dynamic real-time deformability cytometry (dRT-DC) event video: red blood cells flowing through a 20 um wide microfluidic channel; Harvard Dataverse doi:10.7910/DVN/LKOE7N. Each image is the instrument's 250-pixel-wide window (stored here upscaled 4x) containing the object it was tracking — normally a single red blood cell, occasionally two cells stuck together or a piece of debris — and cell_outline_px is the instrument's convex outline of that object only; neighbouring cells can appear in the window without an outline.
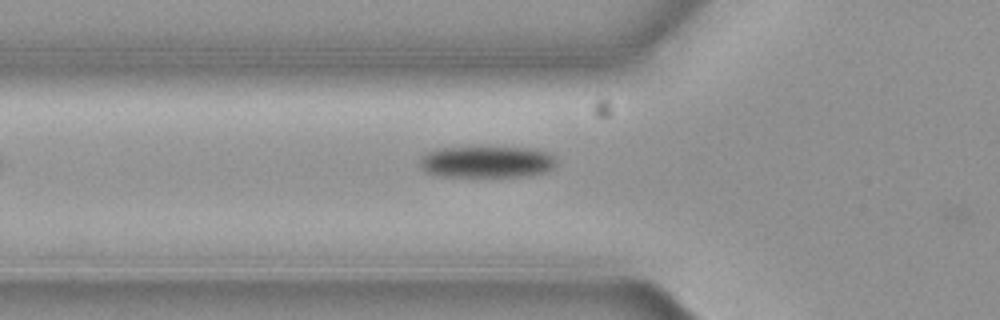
{"species": "common noctule bat (a hibernating species)", "species_latin": "Nyctalus noctula", "temperature_condition": "cold", "stored_images_in_passage": 24, "camera_frame_rate_fps": 3000, "um_per_image_px": 0.085, "animal": {"sex": "female", "body_mass_g": 19.3, "forearm_length_mm": 54.1}, "frame": {"image": 1, "passage_image": 3, "time_ms": 0.667, "image_size_px": [1000, 320], "cell_outline_px": [[552, 168], [544, 172], [516, 176], [444, 176], [428, 172], [420, 164], [420, 156], [428, 152], [440, 148], [528, 148], [548, 152], [552, 156]], "centroid_in_image_um": [41.32, 13.75], "position_along_channel_um": 84.5, "area_um2": 24.28}}
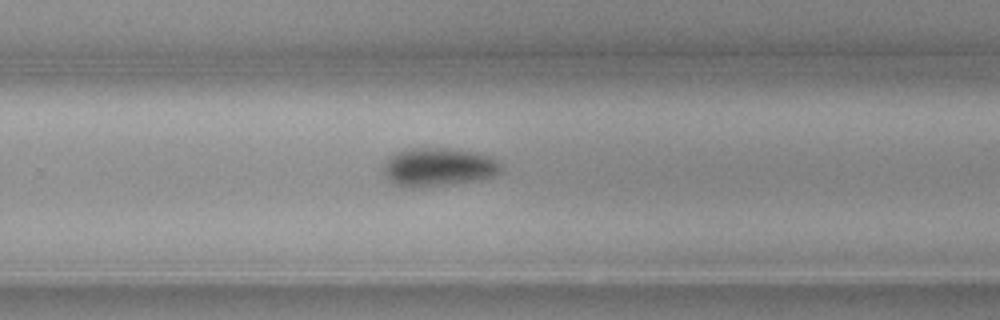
{"frame": {"image": 2, "passage_image": 20, "time_ms": 6.333, "image_size_px": [1000, 320], "cell_outline_px": [[504, 172], [496, 176], [480, 180], [456, 184], [420, 188], [400, 188], [392, 184], [384, 176], [384, 164], [396, 152], [408, 148], [448, 148], [476, 152], [492, 156], [500, 160], [504, 168]], "centroid_in_image_um": [37.33, 14.23], "position_along_channel_um": 292.5, "area_um2": 27.4}}
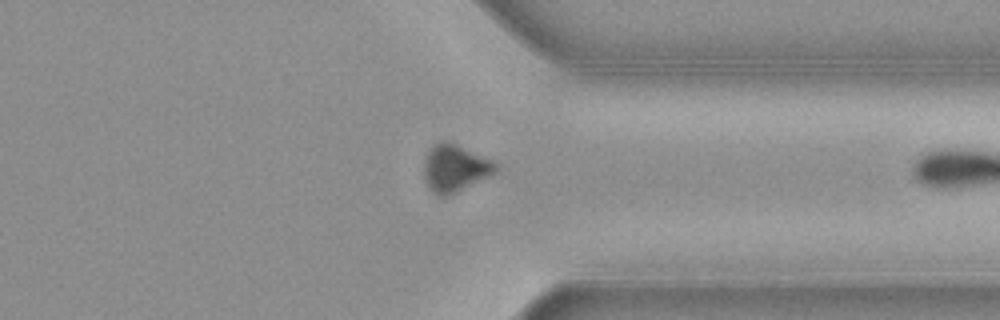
{"frame": {"image": 3, "passage_image": 23, "time_ms": 7.333, "image_size_px": [1000, 320], "cell_outline_px": [[500, 168], [496, 172], [448, 196], [436, 196], [428, 188], [424, 176], [424, 160], [428, 152], [440, 140], [448, 140], [492, 160]], "centroid_in_image_um": [38.65, 14.29], "position_along_channel_um": 372.8, "area_um2": 19.65}}